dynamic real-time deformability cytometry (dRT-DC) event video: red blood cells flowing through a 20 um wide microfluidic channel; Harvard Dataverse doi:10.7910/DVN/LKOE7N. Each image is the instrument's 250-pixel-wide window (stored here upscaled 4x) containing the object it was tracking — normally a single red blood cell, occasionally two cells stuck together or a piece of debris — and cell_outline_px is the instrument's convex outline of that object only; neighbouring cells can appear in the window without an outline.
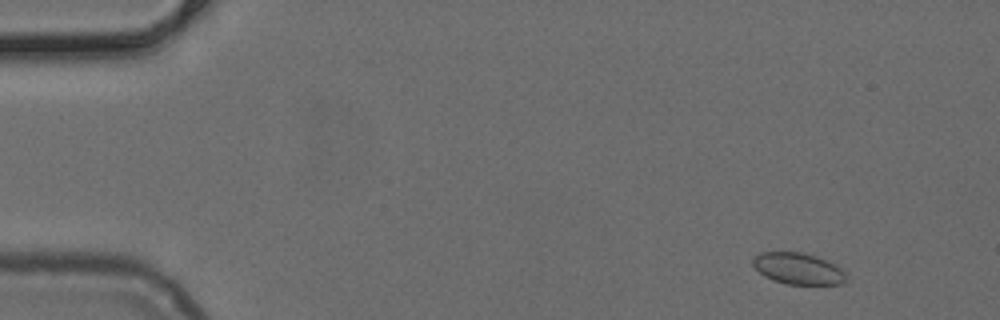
{"species": "common noctule bat (a hibernating species)", "species_latin": "Nyctalus noctula", "temperature_condition": "cold", "stored_images_in_passage": 11, "camera_frame_rate_fps": 3000, "um_per_image_px": 0.085, "animal": {"sex": "female", "body_mass_g": 24.6, "forearm_length_mm": 56.2}, "frame": {"image": 1, "passage_image": 1, "time_ms": 0.0, "image_size_px": [1000, 320], "cell_outline_px": [[844, 280], [840, 284], [788, 284], [764, 276], [752, 264], [752, 260], [760, 252], [804, 252], [816, 256], [836, 264], [844, 272]], "centroid_in_image_um": [67.83, 22.81], "position_along_channel_um": 17.2, "area_um2": 16.82}}